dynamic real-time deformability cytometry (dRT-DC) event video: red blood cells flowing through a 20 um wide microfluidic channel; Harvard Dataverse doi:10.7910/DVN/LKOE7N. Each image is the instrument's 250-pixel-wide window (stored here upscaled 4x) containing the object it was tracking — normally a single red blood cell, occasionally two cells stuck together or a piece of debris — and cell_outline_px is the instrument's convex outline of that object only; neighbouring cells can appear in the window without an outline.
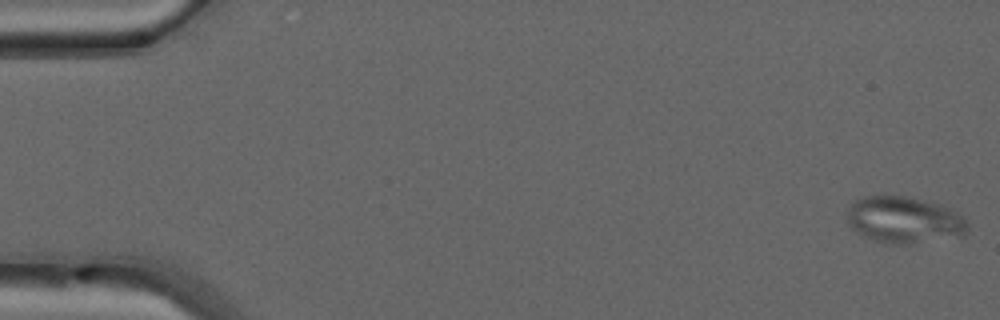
{"species": "common noctule bat (a hibernating species)", "species_latin": "Nyctalus noctula", "temperature_condition": "warm", "stored_images_in_passage": 9, "camera_frame_rate_fps": 3000, "um_per_image_px": 0.085, "animal": {"sex": "male", "forearm_length_mm": 52.5}, "frame": {"image": 1, "passage_image": 1, "time_ms": 0.0, "image_size_px": [1000, 320], "cell_outline_px": [[968, 232], [964, 236], [908, 244], [888, 244], [864, 236], [852, 228], [848, 224], [848, 208], [856, 200], [864, 196], [912, 196], [940, 204], [964, 216], [968, 224]], "centroid_in_image_um": [76.9, 18.69], "position_along_channel_um": 8.1, "area_um2": 32.95}}